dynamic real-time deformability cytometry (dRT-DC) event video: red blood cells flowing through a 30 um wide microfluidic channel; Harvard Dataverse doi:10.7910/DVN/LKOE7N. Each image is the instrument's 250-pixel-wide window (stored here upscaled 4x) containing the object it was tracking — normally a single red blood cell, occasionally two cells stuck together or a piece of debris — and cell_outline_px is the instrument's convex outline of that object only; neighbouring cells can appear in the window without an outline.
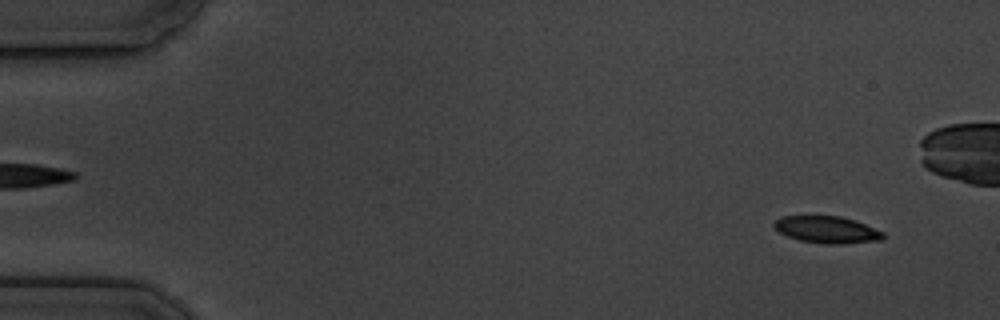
{"species": "common noctule bat (a hibernating species)", "species_latin": "Nyctalus noctula", "temperature_condition": "cold", "stored_images_in_passage": 7, "camera_frame_rate_fps": 3000, "um_per_image_px": 0.085, "animal": {"sex": "male", "body_mass_g": 19.5, "forearm_length_mm": 54.6}, "frame": {"image": 1, "passage_image": 2, "time_ms": 1.333, "image_size_px": [1000, 320], "cell_outline_px": [[884, 236], [880, 240], [844, 244], [824, 244], [800, 240], [788, 236], [780, 232], [772, 224], [780, 216], [840, 216], [856, 220], [884, 232]], "centroid_in_image_um": [70.31, 19.52], "position_along_channel_um": 14.7, "area_um2": 17.11}}